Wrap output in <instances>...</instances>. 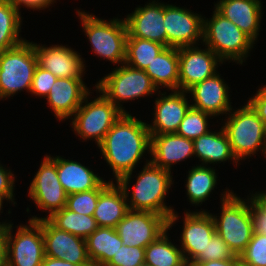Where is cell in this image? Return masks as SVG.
Segmentation results:
<instances>
[{"instance_id":"obj_1","label":"cell","mask_w":266,"mask_h":266,"mask_svg":"<svg viewBox=\"0 0 266 266\" xmlns=\"http://www.w3.org/2000/svg\"><path fill=\"white\" fill-rule=\"evenodd\" d=\"M115 181L133 173L143 154L150 153V133L147 123L123 113L98 145Z\"/></svg>"},{"instance_id":"obj_2","label":"cell","mask_w":266,"mask_h":266,"mask_svg":"<svg viewBox=\"0 0 266 266\" xmlns=\"http://www.w3.org/2000/svg\"><path fill=\"white\" fill-rule=\"evenodd\" d=\"M142 168L143 170L136 176V183L130 195L129 183L132 173L124 175L117 181L125 193L129 210L149 211L163 215L168 220V229H170L179 216L172 207L165 205V198L173 184V175L171 171L159 168L147 159Z\"/></svg>"},{"instance_id":"obj_3","label":"cell","mask_w":266,"mask_h":266,"mask_svg":"<svg viewBox=\"0 0 266 266\" xmlns=\"http://www.w3.org/2000/svg\"><path fill=\"white\" fill-rule=\"evenodd\" d=\"M221 196L220 216L211 214L215 231L228 245L235 256L245 250L254 233L250 211V196L242 199L234 191L225 189ZM225 193V194H224Z\"/></svg>"},{"instance_id":"obj_4","label":"cell","mask_w":266,"mask_h":266,"mask_svg":"<svg viewBox=\"0 0 266 266\" xmlns=\"http://www.w3.org/2000/svg\"><path fill=\"white\" fill-rule=\"evenodd\" d=\"M203 18V45L223 62L243 64L255 42L215 8L212 18Z\"/></svg>"},{"instance_id":"obj_5","label":"cell","mask_w":266,"mask_h":266,"mask_svg":"<svg viewBox=\"0 0 266 266\" xmlns=\"http://www.w3.org/2000/svg\"><path fill=\"white\" fill-rule=\"evenodd\" d=\"M226 118L222 127L238 162L246 157L249 159L259 149L266 156V125L248 103L237 110H231Z\"/></svg>"},{"instance_id":"obj_6","label":"cell","mask_w":266,"mask_h":266,"mask_svg":"<svg viewBox=\"0 0 266 266\" xmlns=\"http://www.w3.org/2000/svg\"><path fill=\"white\" fill-rule=\"evenodd\" d=\"M76 11L95 55L116 65L125 63L128 36L125 19L117 17L107 22L87 12Z\"/></svg>"},{"instance_id":"obj_7","label":"cell","mask_w":266,"mask_h":266,"mask_svg":"<svg viewBox=\"0 0 266 266\" xmlns=\"http://www.w3.org/2000/svg\"><path fill=\"white\" fill-rule=\"evenodd\" d=\"M37 65L38 59L32 41L25 40L0 52V99L12 97L23 89L30 93Z\"/></svg>"},{"instance_id":"obj_8","label":"cell","mask_w":266,"mask_h":266,"mask_svg":"<svg viewBox=\"0 0 266 266\" xmlns=\"http://www.w3.org/2000/svg\"><path fill=\"white\" fill-rule=\"evenodd\" d=\"M115 69V70H114ZM101 78L95 87L103 93L120 111L128 113L123 102L149 96L157 87L144 70L133 68L126 63L114 68Z\"/></svg>"},{"instance_id":"obj_9","label":"cell","mask_w":266,"mask_h":266,"mask_svg":"<svg viewBox=\"0 0 266 266\" xmlns=\"http://www.w3.org/2000/svg\"><path fill=\"white\" fill-rule=\"evenodd\" d=\"M95 89L99 92V97L88 102L89 95L92 93L89 92L74 113V117H71V125L77 136L84 141L94 140L98 146L123 112L96 87Z\"/></svg>"},{"instance_id":"obj_10","label":"cell","mask_w":266,"mask_h":266,"mask_svg":"<svg viewBox=\"0 0 266 266\" xmlns=\"http://www.w3.org/2000/svg\"><path fill=\"white\" fill-rule=\"evenodd\" d=\"M28 223L17 226L15 235L11 222L7 227L6 266H41L45 257L42 226L33 220Z\"/></svg>"},{"instance_id":"obj_11","label":"cell","mask_w":266,"mask_h":266,"mask_svg":"<svg viewBox=\"0 0 266 266\" xmlns=\"http://www.w3.org/2000/svg\"><path fill=\"white\" fill-rule=\"evenodd\" d=\"M29 186L28 196L36 207L48 212L46 217H34L29 220L37 221L48 218L54 212L66 207L67 194L65 193L57 172V156H44L40 168Z\"/></svg>"},{"instance_id":"obj_12","label":"cell","mask_w":266,"mask_h":266,"mask_svg":"<svg viewBox=\"0 0 266 266\" xmlns=\"http://www.w3.org/2000/svg\"><path fill=\"white\" fill-rule=\"evenodd\" d=\"M115 229L124 245L146 248L168 229V220L153 212L129 210Z\"/></svg>"},{"instance_id":"obj_13","label":"cell","mask_w":266,"mask_h":266,"mask_svg":"<svg viewBox=\"0 0 266 266\" xmlns=\"http://www.w3.org/2000/svg\"><path fill=\"white\" fill-rule=\"evenodd\" d=\"M166 47H188L203 41V17L189 9L164 4Z\"/></svg>"},{"instance_id":"obj_14","label":"cell","mask_w":266,"mask_h":266,"mask_svg":"<svg viewBox=\"0 0 266 266\" xmlns=\"http://www.w3.org/2000/svg\"><path fill=\"white\" fill-rule=\"evenodd\" d=\"M37 222L42 226L45 256L77 265H92L84 238L58 229L47 218Z\"/></svg>"},{"instance_id":"obj_15","label":"cell","mask_w":266,"mask_h":266,"mask_svg":"<svg viewBox=\"0 0 266 266\" xmlns=\"http://www.w3.org/2000/svg\"><path fill=\"white\" fill-rule=\"evenodd\" d=\"M179 56V91H187L193 85L217 72V67L223 61L208 47L201 49L198 46L178 48Z\"/></svg>"},{"instance_id":"obj_16","label":"cell","mask_w":266,"mask_h":266,"mask_svg":"<svg viewBox=\"0 0 266 266\" xmlns=\"http://www.w3.org/2000/svg\"><path fill=\"white\" fill-rule=\"evenodd\" d=\"M183 230L181 232V247L184 258L190 264L200 255L205 254V248L216 234L214 220L206 210L184 212Z\"/></svg>"},{"instance_id":"obj_17","label":"cell","mask_w":266,"mask_h":266,"mask_svg":"<svg viewBox=\"0 0 266 266\" xmlns=\"http://www.w3.org/2000/svg\"><path fill=\"white\" fill-rule=\"evenodd\" d=\"M125 19L128 36L155 41L166 46L164 3L152 0L144 7L138 6Z\"/></svg>"},{"instance_id":"obj_18","label":"cell","mask_w":266,"mask_h":266,"mask_svg":"<svg viewBox=\"0 0 266 266\" xmlns=\"http://www.w3.org/2000/svg\"><path fill=\"white\" fill-rule=\"evenodd\" d=\"M38 65L50 71L57 78H82L85 74V62L78 52L63 45L46 47L34 43Z\"/></svg>"},{"instance_id":"obj_19","label":"cell","mask_w":266,"mask_h":266,"mask_svg":"<svg viewBox=\"0 0 266 266\" xmlns=\"http://www.w3.org/2000/svg\"><path fill=\"white\" fill-rule=\"evenodd\" d=\"M164 93L155 100L153 122L147 124L150 134L176 133L192 106L187 100V91L171 90L169 95Z\"/></svg>"},{"instance_id":"obj_20","label":"cell","mask_w":266,"mask_h":266,"mask_svg":"<svg viewBox=\"0 0 266 266\" xmlns=\"http://www.w3.org/2000/svg\"><path fill=\"white\" fill-rule=\"evenodd\" d=\"M219 74L218 72L187 90V93H190L194 101V104H191L192 107L202 110L213 117L221 114L227 115L233 108L229 100V87Z\"/></svg>"},{"instance_id":"obj_21","label":"cell","mask_w":266,"mask_h":266,"mask_svg":"<svg viewBox=\"0 0 266 266\" xmlns=\"http://www.w3.org/2000/svg\"><path fill=\"white\" fill-rule=\"evenodd\" d=\"M89 92L82 78H57L46 100L56 119L65 121L74 115Z\"/></svg>"},{"instance_id":"obj_22","label":"cell","mask_w":266,"mask_h":266,"mask_svg":"<svg viewBox=\"0 0 266 266\" xmlns=\"http://www.w3.org/2000/svg\"><path fill=\"white\" fill-rule=\"evenodd\" d=\"M150 162L171 171L173 164L194 156L193 140L176 133L150 134Z\"/></svg>"},{"instance_id":"obj_23","label":"cell","mask_w":266,"mask_h":266,"mask_svg":"<svg viewBox=\"0 0 266 266\" xmlns=\"http://www.w3.org/2000/svg\"><path fill=\"white\" fill-rule=\"evenodd\" d=\"M214 8L254 42L257 40L262 19L261 0H219Z\"/></svg>"},{"instance_id":"obj_24","label":"cell","mask_w":266,"mask_h":266,"mask_svg":"<svg viewBox=\"0 0 266 266\" xmlns=\"http://www.w3.org/2000/svg\"><path fill=\"white\" fill-rule=\"evenodd\" d=\"M129 211L125 193L112 181L100 194L93 216L98 227L116 228Z\"/></svg>"},{"instance_id":"obj_25","label":"cell","mask_w":266,"mask_h":266,"mask_svg":"<svg viewBox=\"0 0 266 266\" xmlns=\"http://www.w3.org/2000/svg\"><path fill=\"white\" fill-rule=\"evenodd\" d=\"M58 179L67 195L96 189L104 180L80 162L57 156Z\"/></svg>"},{"instance_id":"obj_26","label":"cell","mask_w":266,"mask_h":266,"mask_svg":"<svg viewBox=\"0 0 266 266\" xmlns=\"http://www.w3.org/2000/svg\"><path fill=\"white\" fill-rule=\"evenodd\" d=\"M194 143V155L202 162L201 165L216 164L226 162L227 160L233 161L238 164V161L234 157L230 142L223 127L218 132L209 131L208 133L201 135L199 138L193 140Z\"/></svg>"},{"instance_id":"obj_27","label":"cell","mask_w":266,"mask_h":266,"mask_svg":"<svg viewBox=\"0 0 266 266\" xmlns=\"http://www.w3.org/2000/svg\"><path fill=\"white\" fill-rule=\"evenodd\" d=\"M144 71L151 78L158 90L163 86L172 91L178 90V48L166 47L151 63H149Z\"/></svg>"},{"instance_id":"obj_28","label":"cell","mask_w":266,"mask_h":266,"mask_svg":"<svg viewBox=\"0 0 266 266\" xmlns=\"http://www.w3.org/2000/svg\"><path fill=\"white\" fill-rule=\"evenodd\" d=\"M85 241L93 266H106L123 244L116 229L107 227H98Z\"/></svg>"},{"instance_id":"obj_29","label":"cell","mask_w":266,"mask_h":266,"mask_svg":"<svg viewBox=\"0 0 266 266\" xmlns=\"http://www.w3.org/2000/svg\"><path fill=\"white\" fill-rule=\"evenodd\" d=\"M217 174L214 168L206 165H196L188 171L186 190L191 204L201 205L208 200L209 195L217 185Z\"/></svg>"},{"instance_id":"obj_30","label":"cell","mask_w":266,"mask_h":266,"mask_svg":"<svg viewBox=\"0 0 266 266\" xmlns=\"http://www.w3.org/2000/svg\"><path fill=\"white\" fill-rule=\"evenodd\" d=\"M168 230L145 248V266H180L186 261L182 250L169 240Z\"/></svg>"},{"instance_id":"obj_31","label":"cell","mask_w":266,"mask_h":266,"mask_svg":"<svg viewBox=\"0 0 266 266\" xmlns=\"http://www.w3.org/2000/svg\"><path fill=\"white\" fill-rule=\"evenodd\" d=\"M21 22V12L9 0H0V52L26 40L19 37Z\"/></svg>"},{"instance_id":"obj_32","label":"cell","mask_w":266,"mask_h":266,"mask_svg":"<svg viewBox=\"0 0 266 266\" xmlns=\"http://www.w3.org/2000/svg\"><path fill=\"white\" fill-rule=\"evenodd\" d=\"M55 227L86 239L97 228L93 215L75 213L66 207L47 218Z\"/></svg>"},{"instance_id":"obj_33","label":"cell","mask_w":266,"mask_h":266,"mask_svg":"<svg viewBox=\"0 0 266 266\" xmlns=\"http://www.w3.org/2000/svg\"><path fill=\"white\" fill-rule=\"evenodd\" d=\"M165 48V45L155 41L127 37L125 63L133 68L145 70Z\"/></svg>"},{"instance_id":"obj_34","label":"cell","mask_w":266,"mask_h":266,"mask_svg":"<svg viewBox=\"0 0 266 266\" xmlns=\"http://www.w3.org/2000/svg\"><path fill=\"white\" fill-rule=\"evenodd\" d=\"M211 117L213 116L191 106L181 121L176 134L191 140L199 138L210 131L208 122Z\"/></svg>"},{"instance_id":"obj_35","label":"cell","mask_w":266,"mask_h":266,"mask_svg":"<svg viewBox=\"0 0 266 266\" xmlns=\"http://www.w3.org/2000/svg\"><path fill=\"white\" fill-rule=\"evenodd\" d=\"M111 182L104 180L96 189L67 195L66 208L75 213L93 215L99 194Z\"/></svg>"},{"instance_id":"obj_36","label":"cell","mask_w":266,"mask_h":266,"mask_svg":"<svg viewBox=\"0 0 266 266\" xmlns=\"http://www.w3.org/2000/svg\"><path fill=\"white\" fill-rule=\"evenodd\" d=\"M239 260L242 266H266V234L254 232Z\"/></svg>"},{"instance_id":"obj_37","label":"cell","mask_w":266,"mask_h":266,"mask_svg":"<svg viewBox=\"0 0 266 266\" xmlns=\"http://www.w3.org/2000/svg\"><path fill=\"white\" fill-rule=\"evenodd\" d=\"M235 255L229 249L225 241L218 235L215 234L211 240H209L205 254H200L192 263V266H197L200 262L233 259Z\"/></svg>"},{"instance_id":"obj_38","label":"cell","mask_w":266,"mask_h":266,"mask_svg":"<svg viewBox=\"0 0 266 266\" xmlns=\"http://www.w3.org/2000/svg\"><path fill=\"white\" fill-rule=\"evenodd\" d=\"M145 248L122 244L106 266H145Z\"/></svg>"},{"instance_id":"obj_39","label":"cell","mask_w":266,"mask_h":266,"mask_svg":"<svg viewBox=\"0 0 266 266\" xmlns=\"http://www.w3.org/2000/svg\"><path fill=\"white\" fill-rule=\"evenodd\" d=\"M57 77L50 71L37 65L31 84L30 92L32 95L46 98Z\"/></svg>"},{"instance_id":"obj_40","label":"cell","mask_w":266,"mask_h":266,"mask_svg":"<svg viewBox=\"0 0 266 266\" xmlns=\"http://www.w3.org/2000/svg\"><path fill=\"white\" fill-rule=\"evenodd\" d=\"M250 211L255 233L266 234V200L259 194H251Z\"/></svg>"},{"instance_id":"obj_41","label":"cell","mask_w":266,"mask_h":266,"mask_svg":"<svg viewBox=\"0 0 266 266\" xmlns=\"http://www.w3.org/2000/svg\"><path fill=\"white\" fill-rule=\"evenodd\" d=\"M15 176L11 170L4 168L0 163V198L2 200H8L11 203L14 202V187H15Z\"/></svg>"},{"instance_id":"obj_42","label":"cell","mask_w":266,"mask_h":266,"mask_svg":"<svg viewBox=\"0 0 266 266\" xmlns=\"http://www.w3.org/2000/svg\"><path fill=\"white\" fill-rule=\"evenodd\" d=\"M247 103L253 108L259 118L266 125V85L260 87L256 94L249 98Z\"/></svg>"},{"instance_id":"obj_43","label":"cell","mask_w":266,"mask_h":266,"mask_svg":"<svg viewBox=\"0 0 266 266\" xmlns=\"http://www.w3.org/2000/svg\"><path fill=\"white\" fill-rule=\"evenodd\" d=\"M12 5L20 11L21 6L31 8L32 10H43L49 8L51 4H54L56 0H9ZM55 1V2H54Z\"/></svg>"},{"instance_id":"obj_44","label":"cell","mask_w":266,"mask_h":266,"mask_svg":"<svg viewBox=\"0 0 266 266\" xmlns=\"http://www.w3.org/2000/svg\"><path fill=\"white\" fill-rule=\"evenodd\" d=\"M197 266H242V265L240 264L239 256H235L233 259L200 262Z\"/></svg>"},{"instance_id":"obj_45","label":"cell","mask_w":266,"mask_h":266,"mask_svg":"<svg viewBox=\"0 0 266 266\" xmlns=\"http://www.w3.org/2000/svg\"><path fill=\"white\" fill-rule=\"evenodd\" d=\"M6 230L7 227H0V266H6Z\"/></svg>"},{"instance_id":"obj_46","label":"cell","mask_w":266,"mask_h":266,"mask_svg":"<svg viewBox=\"0 0 266 266\" xmlns=\"http://www.w3.org/2000/svg\"><path fill=\"white\" fill-rule=\"evenodd\" d=\"M41 266H93V265H77L61 259L45 256Z\"/></svg>"},{"instance_id":"obj_47","label":"cell","mask_w":266,"mask_h":266,"mask_svg":"<svg viewBox=\"0 0 266 266\" xmlns=\"http://www.w3.org/2000/svg\"><path fill=\"white\" fill-rule=\"evenodd\" d=\"M3 200L0 198V213H2L1 212V210H3L2 209V207H3ZM1 215V214H0ZM9 224H10V222L9 223H6V221L5 222H0V227H8L9 226Z\"/></svg>"},{"instance_id":"obj_48","label":"cell","mask_w":266,"mask_h":266,"mask_svg":"<svg viewBox=\"0 0 266 266\" xmlns=\"http://www.w3.org/2000/svg\"><path fill=\"white\" fill-rule=\"evenodd\" d=\"M266 200V191L258 192Z\"/></svg>"},{"instance_id":"obj_49","label":"cell","mask_w":266,"mask_h":266,"mask_svg":"<svg viewBox=\"0 0 266 266\" xmlns=\"http://www.w3.org/2000/svg\"><path fill=\"white\" fill-rule=\"evenodd\" d=\"M180 266H192L189 262L185 261L182 265Z\"/></svg>"}]
</instances>
